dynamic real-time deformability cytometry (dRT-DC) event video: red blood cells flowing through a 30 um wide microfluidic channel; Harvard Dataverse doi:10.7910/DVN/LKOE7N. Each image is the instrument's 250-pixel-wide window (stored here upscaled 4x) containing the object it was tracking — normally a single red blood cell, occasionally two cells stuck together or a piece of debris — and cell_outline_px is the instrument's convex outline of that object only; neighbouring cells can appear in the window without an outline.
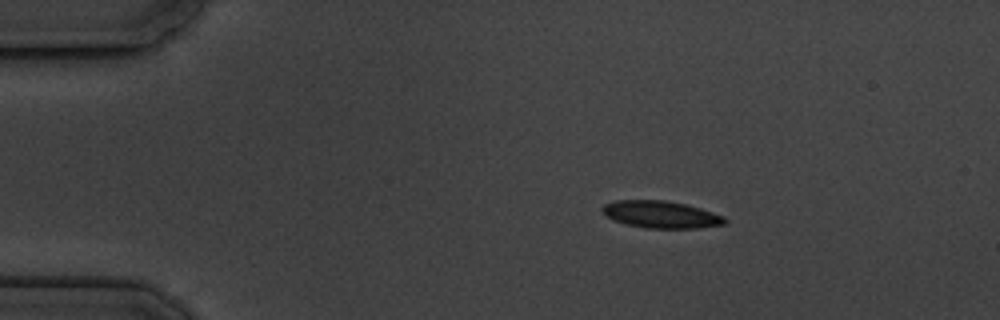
{"species": "common noctule bat (a hibernating species)", "species_latin": "Nyctalus noctula", "temperature_condition": "cold", "stored_images_in_passage": 3, "camera_frame_rate_fps": 3000, "um_per_image_px": 0.085, "animal": {"sex": "male", "body_mass_g": 19.5, "forearm_length_mm": 54.6}, "frame": {"image": 1, "passage_image": 1, "time_ms": 0.0, "image_size_px": [1000, 320], "cell_outline_px": [[728, 224], [700, 228], [644, 228], [624, 224], [612, 220], [600, 208], [604, 204], [616, 200], [664, 200], [684, 204], [700, 208], [724, 216], [728, 220]], "centroid_in_image_um": [56.2, 18.24], "position_along_channel_um": 28.8, "area_um2": 19.54}}